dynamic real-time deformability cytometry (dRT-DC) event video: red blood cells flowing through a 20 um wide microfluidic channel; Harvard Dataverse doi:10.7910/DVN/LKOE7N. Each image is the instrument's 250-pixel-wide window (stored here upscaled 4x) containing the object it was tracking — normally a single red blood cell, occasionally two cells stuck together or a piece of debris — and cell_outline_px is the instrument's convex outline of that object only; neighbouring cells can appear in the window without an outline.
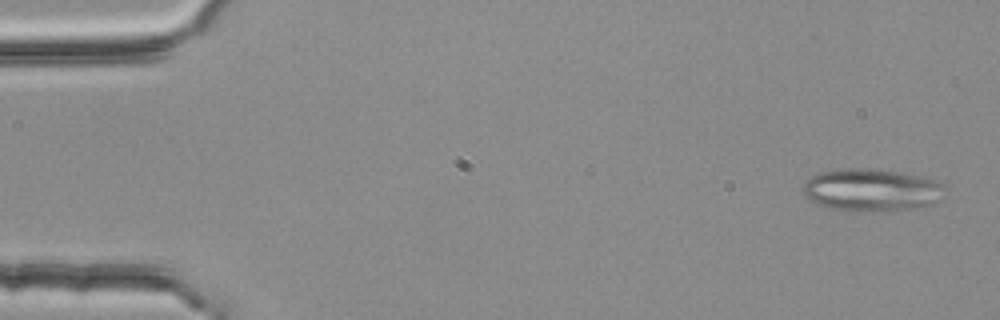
{"species": "common noctule bat (a hibernating species)", "species_latin": "Nyctalus noctula", "temperature_condition": "room temperature", "stored_images_in_passage": 54, "segment_of_instrument_passage": [1, 2], "camera_frame_rate_fps": 3000, "um_per_image_px": 0.085, "animal": {"sex": "female", "body_mass_g": 25.1}, "frame": {"image": 1, "passage_image": 2, "time_ms": 0.333, "image_size_px": [1000, 320], "cell_outline_px": [[948, 188], [940, 200], [936, 204], [916, 208], [884, 212], [880, 212], [828, 208], [808, 200], [804, 196], [804, 180], [820, 172], [852, 168], [876, 168], [924, 176], [936, 180]], "centroid_in_image_um": [74.15, 16.15], "position_along_channel_um": 10.8, "area_um2": 35.78}}